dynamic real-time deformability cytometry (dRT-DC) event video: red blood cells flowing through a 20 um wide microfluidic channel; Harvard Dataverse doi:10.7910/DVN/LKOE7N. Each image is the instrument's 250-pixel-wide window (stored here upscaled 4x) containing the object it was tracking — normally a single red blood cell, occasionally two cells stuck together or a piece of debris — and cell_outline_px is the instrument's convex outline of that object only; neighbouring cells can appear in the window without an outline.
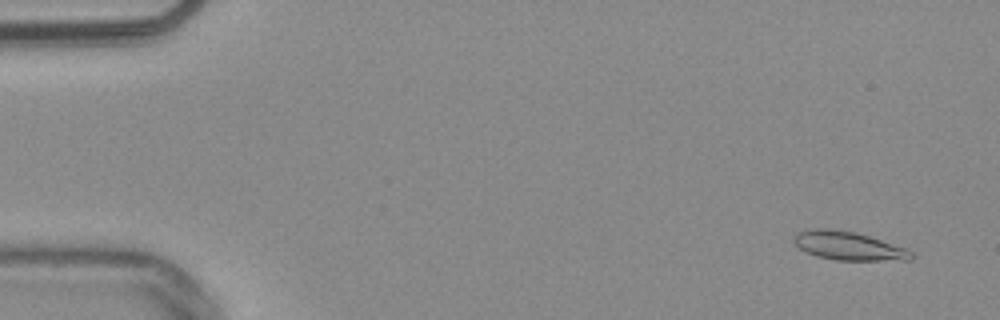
{"species": "common noctule bat (a hibernating species)", "species_latin": "Nyctalus noctula", "temperature_condition": "warm", "stored_images_in_passage": 54, "camera_frame_rate_fps": 3000, "um_per_image_px": 0.085, "animal": {"sex": "male", "body_mass_g": 20.4}, "frame": {"image": 1, "passage_image": 4, "time_ms": 1.0, "image_size_px": [1000, 320], "cell_outline_px": [[916, 256], [912, 260], [836, 260], [816, 256], [800, 248], [792, 240], [792, 236], [796, 232], [804, 228], [836, 228], [856, 232], [904, 248], [912, 252]], "centroid_in_image_um": [72.06, 20.88], "position_along_channel_um": 12.9, "area_um2": 19.71}}
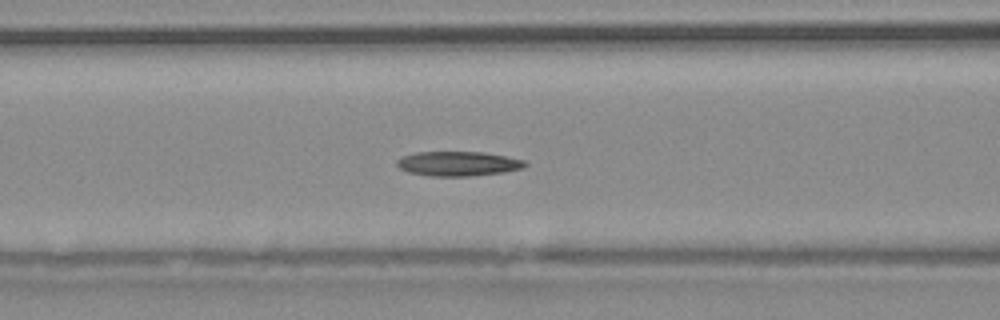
{"frame": {"image": 2, "passage_image": 23, "time_ms": 7.333, "image_size_px": [1000, 320], "cell_outline_px": [[528, 164], [524, 168], [504, 172], [472, 176], [428, 176], [408, 172], [400, 168], [396, 164], [396, 160], [400, 156], [416, 152], [484, 152], [524, 160]], "centroid_in_image_um": [38.92, 13.91], "position_along_channel_um": 127.7, "area_um2": 18.5}}
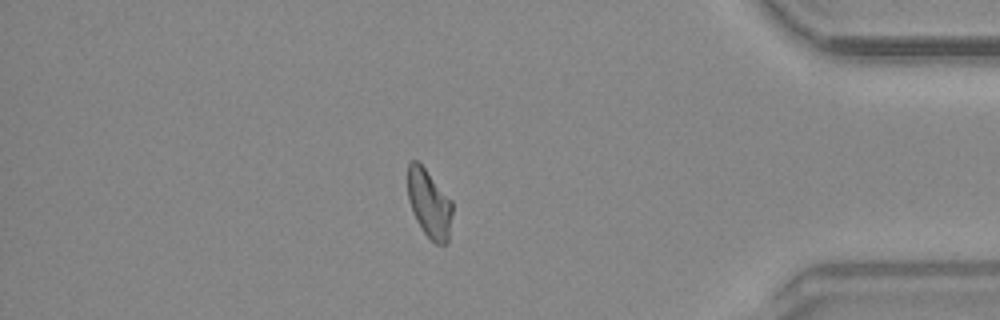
{"frame": {"image": 3, "passage_image": 47, "time_ms": 15.333, "image_size_px": [1000, 320], "cell_outline_px": [[452, 212], [448, 240], [444, 244], [436, 244], [424, 232], [416, 220], [408, 200], [408, 164], [412, 160], [416, 160], [424, 168], [452, 200]], "centroid_in_image_um": [36.48, 17.31], "position_along_channel_um": 398.7, "area_um2": 17.46}}